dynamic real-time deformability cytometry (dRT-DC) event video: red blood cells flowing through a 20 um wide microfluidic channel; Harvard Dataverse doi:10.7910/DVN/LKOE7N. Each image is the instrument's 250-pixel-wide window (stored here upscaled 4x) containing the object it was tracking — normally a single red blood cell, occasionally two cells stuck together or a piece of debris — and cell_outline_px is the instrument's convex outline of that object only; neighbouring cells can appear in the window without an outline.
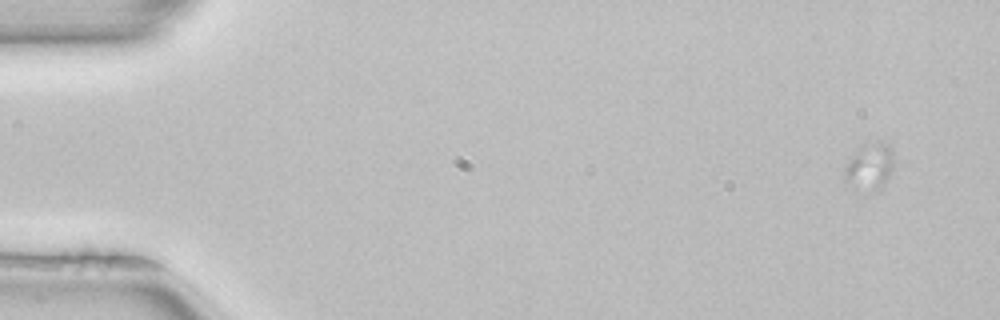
{"species": "common noctule bat (a hibernating species)", "species_latin": "Nyctalus noctula", "temperature_condition": "room temperature", "stored_images_in_passage": 12, "camera_frame_rate_fps": 3000, "um_per_image_px": 0.085, "animal": {"sex": "female", "body_mass_g": 22.7, "forearm_length_mm": 54.2}, "frame": {"image": 1, "passage_image": 3, "time_ms": 0.667, "image_size_px": [1000, 320], "cell_outline_px": [[892, 164], [888, 176], [880, 188], [876, 192], [872, 192], [844, 180], [844, 168], [848, 160], [860, 148], [876, 140], [884, 140], [892, 148]], "centroid_in_image_um": [73.93, 14.1], "position_along_channel_um": 11.1, "area_um2": 12.95}}
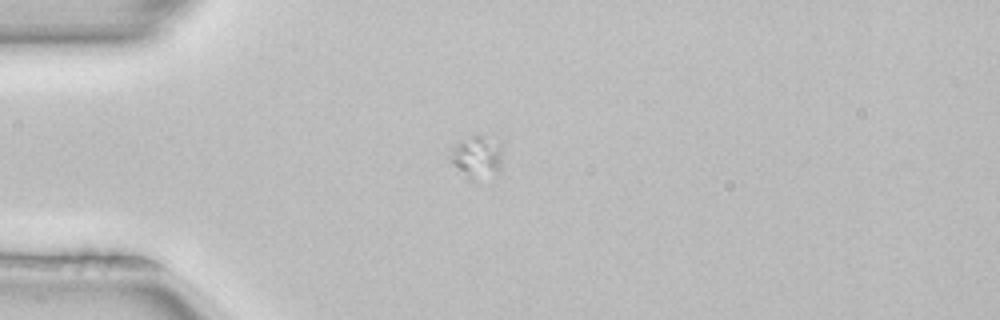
{"frame": {"image": 2, "passage_image": 11, "time_ms": 3.333, "image_size_px": [1000, 320], "cell_outline_px": [[500, 172], [472, 180], [468, 180], [456, 172], [452, 168], [448, 160], [448, 152], [452, 144], [476, 132], [500, 140]], "centroid_in_image_um": [40.42, 13.29], "position_along_channel_um": 44.6, "area_um2": 13.93}}